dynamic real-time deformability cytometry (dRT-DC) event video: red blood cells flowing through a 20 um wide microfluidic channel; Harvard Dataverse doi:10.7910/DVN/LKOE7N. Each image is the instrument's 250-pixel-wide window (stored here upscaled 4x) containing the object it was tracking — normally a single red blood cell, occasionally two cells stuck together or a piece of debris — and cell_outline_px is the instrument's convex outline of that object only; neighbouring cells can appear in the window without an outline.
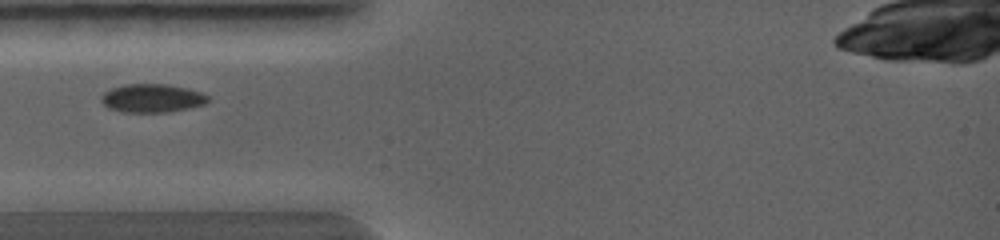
{"species": "common noctule bat (a hibernating species)", "species_latin": "Nyctalus noctula", "temperature_condition": "warm", "stored_images_in_passage": 22, "camera_frame_rate_fps": 5000, "um_per_image_px": 0.085, "animal": {"sex": "female", "body_mass_g": 19.0, "forearm_length_mm": 56.7}, "frame": {"image": 1, "passage_image": 1, "time_ms": 0.0, "image_size_px": [1000, 240], "cell_outline_px": [[208, 100], [204, 104], [172, 112], [120, 112], [108, 108], [100, 100], [100, 96], [104, 92], [112, 88], [124, 84], [168, 84], [188, 88], [200, 92], [208, 96]], "centroid_in_image_um": [12.89, 8.35], "position_along_channel_um": 72.1, "area_um2": 17.8}}
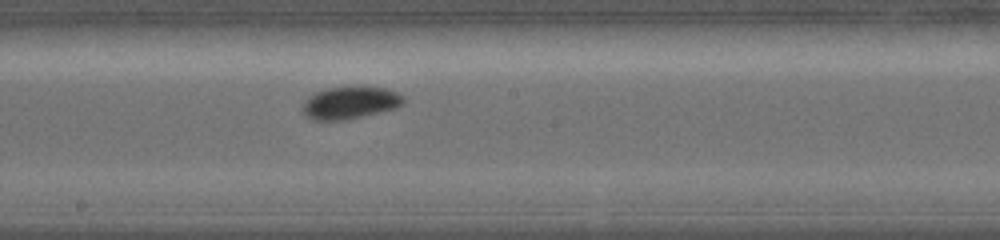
{"frame": {"image": 2, "passage_image": 10, "time_ms": 2.2, "image_size_px": [1000, 240], "cell_outline_px": [[404, 100], [396, 108], [380, 112], [344, 120], [312, 120], [304, 116], [304, 100], [316, 92], [328, 88], [388, 88], [404, 96]], "centroid_in_image_um": [29.74, 8.75], "position_along_channel_um": 218.5, "area_um2": 18.55}}
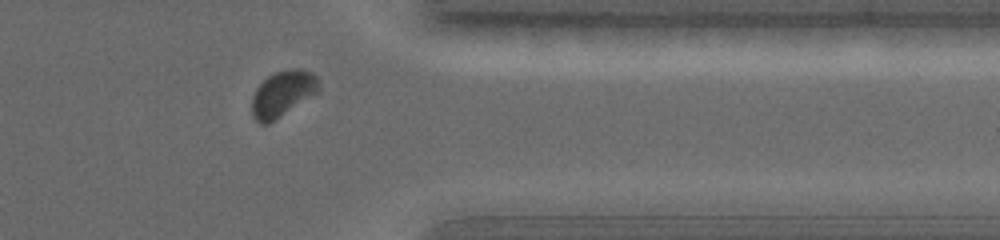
{"frame": {"image": 3, "passage_image": 19, "time_ms": 4.8, "image_size_px": [1000, 240], "cell_outline_px": [[320, 88], [316, 92], [268, 124], [260, 124], [252, 116], [252, 96], [256, 88], [268, 76], [276, 72], [292, 68], [300, 68], [312, 72], [320, 80]], "centroid_in_image_um": [24.01, 7.94], "position_along_channel_um": 387.4, "area_um2": 17.63}}